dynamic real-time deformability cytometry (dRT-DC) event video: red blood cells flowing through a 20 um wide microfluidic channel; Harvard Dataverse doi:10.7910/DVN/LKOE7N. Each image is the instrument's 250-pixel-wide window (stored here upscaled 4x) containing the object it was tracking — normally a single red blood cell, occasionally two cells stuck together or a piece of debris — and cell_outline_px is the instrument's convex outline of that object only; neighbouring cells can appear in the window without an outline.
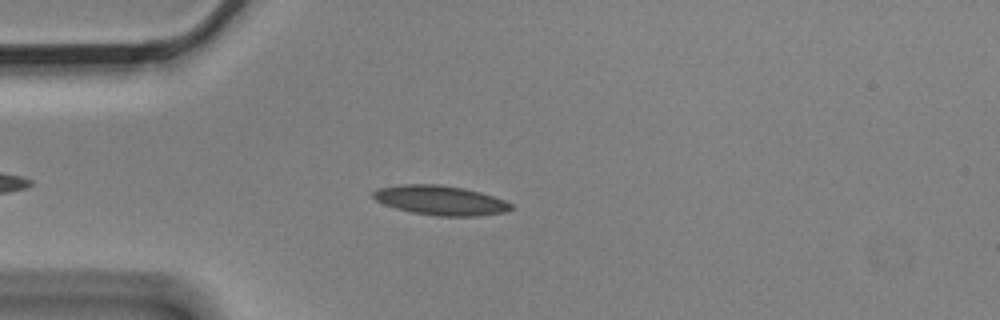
{"species": "Egyptian fruit bat (a non-hibernating species)", "species_latin": "Rousettus aegyptiacus", "temperature_condition": "cold", "stored_images_in_passage": 4, "camera_frame_rate_fps": 3000, "um_per_image_px": 0.085, "animal": {"sex": "male"}, "frame": {"image": 1, "passage_image": 4, "time_ms": 1.0, "image_size_px": [1000, 320], "cell_outline_px": [[512, 208], [504, 212], [476, 216], [440, 216], [412, 212], [396, 208], [384, 204], [376, 200], [372, 196], [372, 192], [376, 188], [400, 184], [436, 184], [464, 188], [480, 192], [504, 200], [512, 204]], "centroid_in_image_um": [37.4, 17.01], "position_along_channel_um": 47.6, "area_um2": 23.58}}